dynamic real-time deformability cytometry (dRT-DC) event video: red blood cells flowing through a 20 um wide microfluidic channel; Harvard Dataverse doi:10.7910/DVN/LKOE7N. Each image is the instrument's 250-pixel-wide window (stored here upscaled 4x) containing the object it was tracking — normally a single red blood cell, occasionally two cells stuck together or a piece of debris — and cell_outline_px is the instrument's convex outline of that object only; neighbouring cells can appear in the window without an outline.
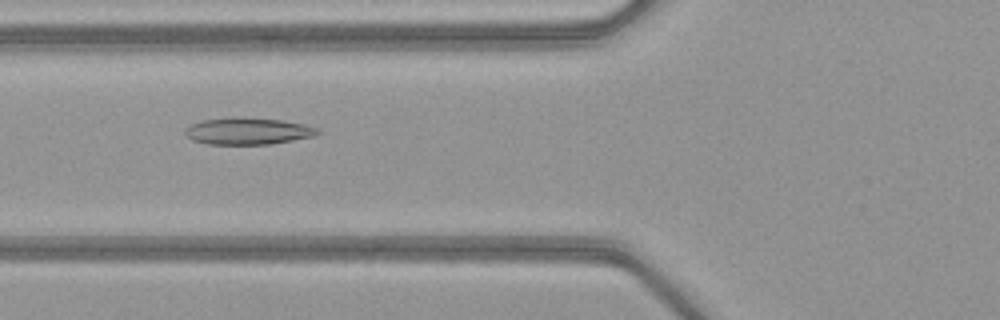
{"species": "common noctule bat (a hibernating species)", "species_latin": "Nyctalus noctula", "temperature_condition": "warm", "stored_images_in_passage": 51, "camera_frame_rate_fps": 3000, "um_per_image_px": 0.085, "animal": {"sex": "female", "body_mass_g": 21.9}, "frame": {"image": 1, "passage_image": 20, "time_ms": 6.333, "image_size_px": [1000, 320], "cell_outline_px": [[320, 132], [316, 136], [272, 144], [208, 144], [192, 140], [184, 132], [184, 128], [200, 120], [236, 116], [284, 120], [304, 124], [316, 128]], "centroid_in_image_um": [21.07, 11.13], "position_along_channel_um": 104.7, "area_um2": 20.98}}
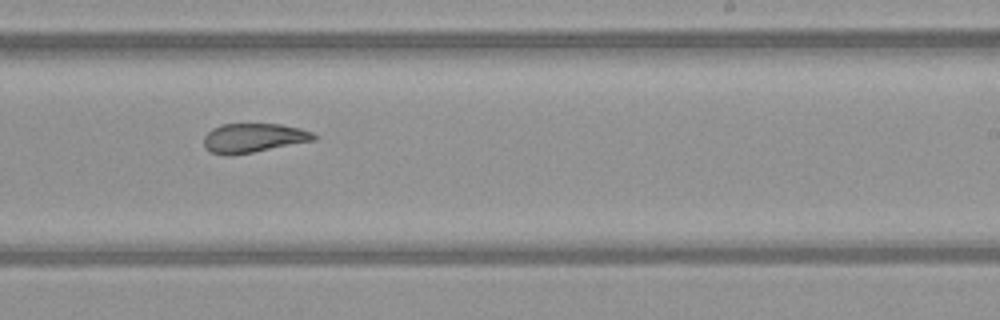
{"frame": {"image": 2, "passage_image": 32, "time_ms": 10.333, "image_size_px": [1000, 320], "cell_outline_px": [[316, 140], [252, 152], [228, 156], [208, 152], [204, 148], [204, 136], [212, 128], [220, 124], [280, 124], [300, 128], [312, 132], [316, 136]], "centroid_in_image_um": [21.5, 11.73], "position_along_channel_um": 267.5, "area_um2": 18.79}}
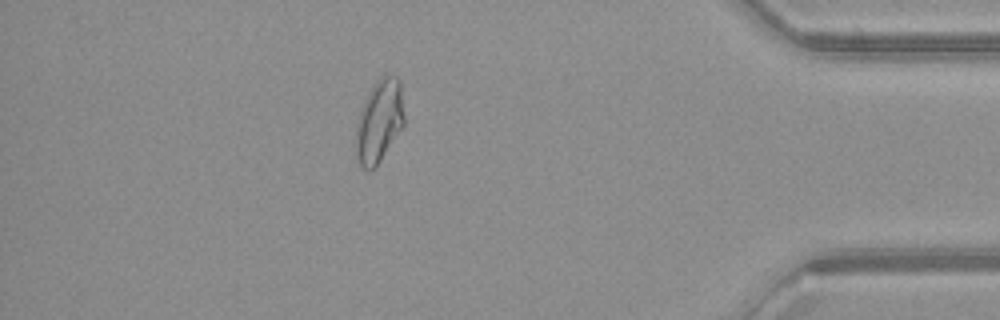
{"frame": {"image": 3, "passage_image": 45, "time_ms": 14.667, "image_size_px": [1000, 320], "cell_outline_px": [[404, 124], [376, 168], [368, 172], [360, 164], [356, 156], [356, 124], [364, 100], [368, 92], [376, 80], [380, 76], [396, 76], [400, 80], [404, 116]], "centroid_in_image_um": [32.23, 10.31], "position_along_channel_um": 403.0, "area_um2": 23.35}, "authors_computed_cell_mechanics": {"area_um2": 22.831, "velocity_mm_per_s": 4.0578, "shape_relaxation_time_tau1_ms": null, "shape_relaxation_time_tau2_ms": 0.9535, "deformation_change_tau1": null, "deformation_change_tau2": 0.0716}}